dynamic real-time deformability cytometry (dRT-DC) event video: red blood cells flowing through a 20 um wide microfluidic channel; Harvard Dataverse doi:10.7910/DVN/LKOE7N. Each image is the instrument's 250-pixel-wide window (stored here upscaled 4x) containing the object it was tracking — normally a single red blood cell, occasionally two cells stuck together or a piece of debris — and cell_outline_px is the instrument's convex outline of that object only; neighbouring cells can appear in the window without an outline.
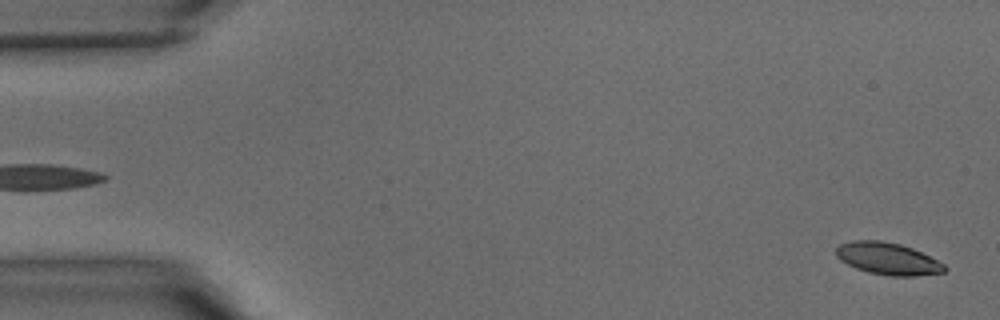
{"species": "common noctule bat (a hibernating species)", "species_latin": "Nyctalus noctula", "temperature_condition": "warm", "stored_images_in_passage": 10, "camera_frame_rate_fps": 3000, "um_per_image_px": 0.085, "animal": {"sex": "male", "body_mass_g": 15.6}, "frame": {"image": 1, "passage_image": 1, "time_ms": 0.0, "image_size_px": [1000, 320], "cell_outline_px": [[948, 268], [944, 272], [916, 276], [888, 276], [868, 272], [856, 268], [840, 260], [836, 256], [836, 248], [840, 244], [852, 240], [880, 240], [900, 244], [912, 248], [944, 264]], "centroid_in_image_um": [75.45, 21.99], "position_along_channel_um": 9.6, "area_um2": 20.23}}